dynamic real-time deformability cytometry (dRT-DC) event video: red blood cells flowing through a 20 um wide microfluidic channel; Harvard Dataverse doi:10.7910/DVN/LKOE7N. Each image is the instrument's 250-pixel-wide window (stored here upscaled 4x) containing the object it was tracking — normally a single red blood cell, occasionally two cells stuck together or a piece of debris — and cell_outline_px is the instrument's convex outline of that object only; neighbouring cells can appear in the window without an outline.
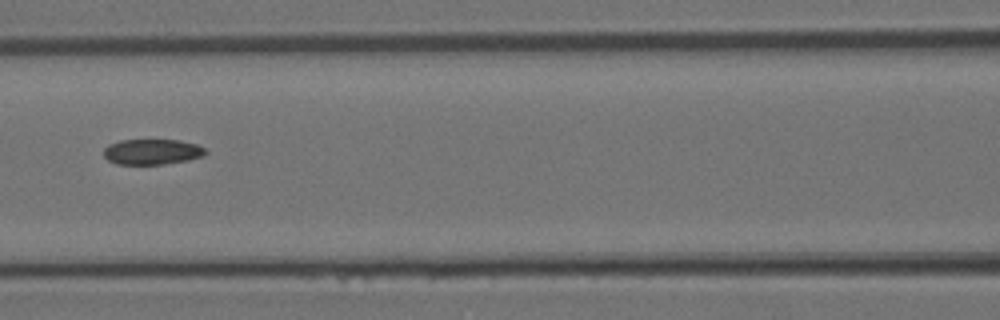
{"species": "Egyptian fruit bat (a non-hibernating species)", "species_latin": "Rousettus aegyptiacus", "temperature_condition": "room temperature", "stored_images_in_passage": 5, "camera_frame_rate_fps": 3000, "um_per_image_px": 0.085, "animal": {"sex": "female"}, "frame": {"image": 1, "passage_image": 5, "time_ms": 1.333, "image_size_px": [1000, 320], "cell_outline_px": [[208, 152], [204, 156], [188, 160], [164, 164], [116, 164], [108, 160], [104, 156], [104, 148], [108, 144], [120, 140], [180, 140], [196, 144], [204, 148]], "centroid_in_image_um": [12.93, 12.9], "position_along_channel_um": 153.7, "area_um2": 15.2}}